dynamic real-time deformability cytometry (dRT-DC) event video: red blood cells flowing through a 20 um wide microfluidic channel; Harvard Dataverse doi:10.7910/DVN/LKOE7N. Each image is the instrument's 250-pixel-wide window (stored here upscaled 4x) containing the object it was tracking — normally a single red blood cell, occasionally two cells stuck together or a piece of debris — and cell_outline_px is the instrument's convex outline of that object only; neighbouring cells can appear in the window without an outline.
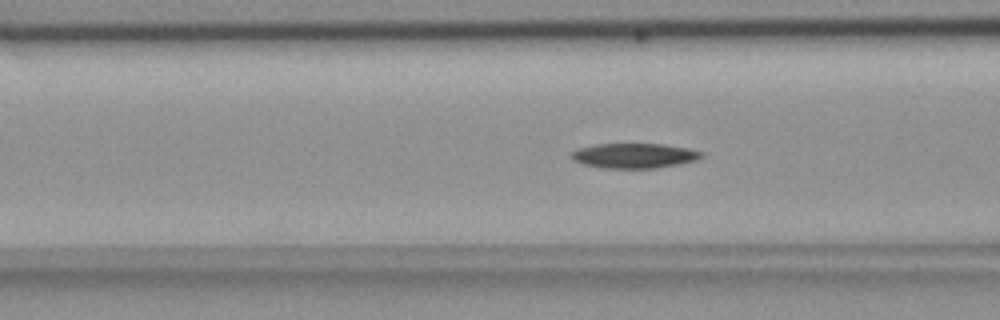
{"species": "common noctule bat (a hibernating species)", "species_latin": "Nyctalus noctula", "temperature_condition": "room temperature", "stored_images_in_passage": 54, "camera_frame_rate_fps": 3000, "um_per_image_px": 0.085, "animal": {"sex": "female", "body_mass_g": 18.4}, "frame": {"image": 1, "passage_image": 20, "time_ms": 6.333, "image_size_px": [1000, 320], "cell_outline_px": [[704, 156], [696, 160], [680, 164], [656, 168], [604, 168], [584, 164], [572, 160], [568, 156], [576, 148], [592, 144], [664, 144], [688, 148], [704, 152]], "centroid_in_image_um": [53.89, 13.23], "position_along_channel_um": 112.7, "area_um2": 19.13}}
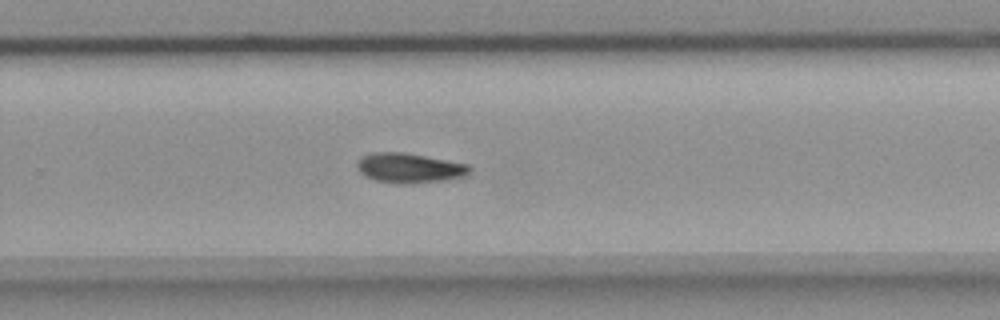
{"frame": {"image": 2, "passage_image": 35, "time_ms": 11.333, "image_size_px": [1000, 320], "cell_outline_px": [[472, 172], [464, 176], [448, 180], [412, 184], [396, 184], [376, 180], [364, 176], [360, 172], [356, 164], [364, 156], [376, 152], [404, 152], [468, 164], [472, 168]], "centroid_in_image_um": [34.85, 14.3], "position_along_channel_um": 295.0, "area_um2": 19.65}}
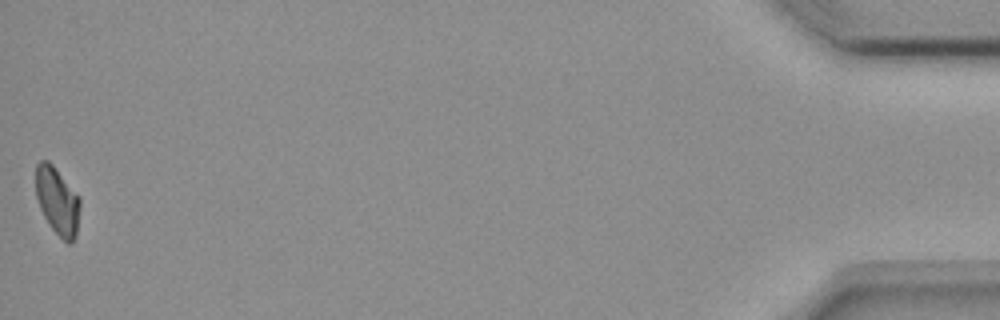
{"frame": {"image": 3, "passage_image": 54, "time_ms": 17.667, "image_size_px": [1000, 320], "cell_outline_px": [[80, 204], [76, 236], [72, 244], [68, 244], [48, 224], [40, 208], [36, 196], [36, 164], [40, 160], [48, 160], [52, 164], [80, 196]], "centroid_in_image_um": [4.88, 17.07], "position_along_channel_um": 430.3, "area_um2": 17.46}, "authors_computed_cell_mechanics": {"area_um2": 18.9295, "velocity_mm_per_s": 3.6611, "shape_relaxation_time_tau1_ms": 6.1168, "shape_relaxation_time_tau2_ms": null, "deformation_change_tau1": 0.1451, "deformation_change_tau2": null}}